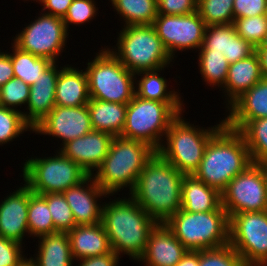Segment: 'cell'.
<instances>
[{
  "mask_svg": "<svg viewBox=\"0 0 267 266\" xmlns=\"http://www.w3.org/2000/svg\"><path fill=\"white\" fill-rule=\"evenodd\" d=\"M184 176L156 152L145 164L129 195L157 223H165L181 209Z\"/></svg>",
  "mask_w": 267,
  "mask_h": 266,
  "instance_id": "cell-1",
  "label": "cell"
},
{
  "mask_svg": "<svg viewBox=\"0 0 267 266\" xmlns=\"http://www.w3.org/2000/svg\"><path fill=\"white\" fill-rule=\"evenodd\" d=\"M109 200L112 201L103 203L101 223L112 251L120 257L126 254L137 261L157 222L130 195Z\"/></svg>",
  "mask_w": 267,
  "mask_h": 266,
  "instance_id": "cell-2",
  "label": "cell"
},
{
  "mask_svg": "<svg viewBox=\"0 0 267 266\" xmlns=\"http://www.w3.org/2000/svg\"><path fill=\"white\" fill-rule=\"evenodd\" d=\"M251 163L242 134L224 124L210 138L200 166L193 175L221 193Z\"/></svg>",
  "mask_w": 267,
  "mask_h": 266,
  "instance_id": "cell-3",
  "label": "cell"
},
{
  "mask_svg": "<svg viewBox=\"0 0 267 266\" xmlns=\"http://www.w3.org/2000/svg\"><path fill=\"white\" fill-rule=\"evenodd\" d=\"M155 153L147 143L116 136L108 154L92 176L108 195H116L124 187L129 188L130 193L145 164Z\"/></svg>",
  "mask_w": 267,
  "mask_h": 266,
  "instance_id": "cell-4",
  "label": "cell"
},
{
  "mask_svg": "<svg viewBox=\"0 0 267 266\" xmlns=\"http://www.w3.org/2000/svg\"><path fill=\"white\" fill-rule=\"evenodd\" d=\"M116 46L107 47L134 74L167 68L174 60L164 47L152 24L121 27Z\"/></svg>",
  "mask_w": 267,
  "mask_h": 266,
  "instance_id": "cell-5",
  "label": "cell"
},
{
  "mask_svg": "<svg viewBox=\"0 0 267 266\" xmlns=\"http://www.w3.org/2000/svg\"><path fill=\"white\" fill-rule=\"evenodd\" d=\"M183 113L170 124L157 153L184 175H193L199 168L210 138L224 125L203 128L185 121Z\"/></svg>",
  "mask_w": 267,
  "mask_h": 266,
  "instance_id": "cell-6",
  "label": "cell"
},
{
  "mask_svg": "<svg viewBox=\"0 0 267 266\" xmlns=\"http://www.w3.org/2000/svg\"><path fill=\"white\" fill-rule=\"evenodd\" d=\"M165 224L187 250L229 245V216L222 205L209 212L192 213L180 209Z\"/></svg>",
  "mask_w": 267,
  "mask_h": 266,
  "instance_id": "cell-7",
  "label": "cell"
},
{
  "mask_svg": "<svg viewBox=\"0 0 267 266\" xmlns=\"http://www.w3.org/2000/svg\"><path fill=\"white\" fill-rule=\"evenodd\" d=\"M183 107V103H165L134 95L127 104L125 125L120 136L147 143L157 152L171 122L185 112Z\"/></svg>",
  "mask_w": 267,
  "mask_h": 266,
  "instance_id": "cell-8",
  "label": "cell"
},
{
  "mask_svg": "<svg viewBox=\"0 0 267 266\" xmlns=\"http://www.w3.org/2000/svg\"><path fill=\"white\" fill-rule=\"evenodd\" d=\"M90 98L128 104L135 95V74L106 47L86 63Z\"/></svg>",
  "mask_w": 267,
  "mask_h": 266,
  "instance_id": "cell-9",
  "label": "cell"
},
{
  "mask_svg": "<svg viewBox=\"0 0 267 266\" xmlns=\"http://www.w3.org/2000/svg\"><path fill=\"white\" fill-rule=\"evenodd\" d=\"M51 157H31L24 162V183L37 194L63 193L89 175L77 163L56 150Z\"/></svg>",
  "mask_w": 267,
  "mask_h": 266,
  "instance_id": "cell-10",
  "label": "cell"
},
{
  "mask_svg": "<svg viewBox=\"0 0 267 266\" xmlns=\"http://www.w3.org/2000/svg\"><path fill=\"white\" fill-rule=\"evenodd\" d=\"M229 244L246 266L267 263V211L229 216Z\"/></svg>",
  "mask_w": 267,
  "mask_h": 266,
  "instance_id": "cell-11",
  "label": "cell"
},
{
  "mask_svg": "<svg viewBox=\"0 0 267 266\" xmlns=\"http://www.w3.org/2000/svg\"><path fill=\"white\" fill-rule=\"evenodd\" d=\"M40 13L38 18L35 17L33 22L16 34L12 39L13 44L24 52L56 62L65 49L69 31L63 18Z\"/></svg>",
  "mask_w": 267,
  "mask_h": 266,
  "instance_id": "cell-12",
  "label": "cell"
},
{
  "mask_svg": "<svg viewBox=\"0 0 267 266\" xmlns=\"http://www.w3.org/2000/svg\"><path fill=\"white\" fill-rule=\"evenodd\" d=\"M221 204L228 216L267 211V191L262 167L251 163L235 176L221 192Z\"/></svg>",
  "mask_w": 267,
  "mask_h": 266,
  "instance_id": "cell-13",
  "label": "cell"
},
{
  "mask_svg": "<svg viewBox=\"0 0 267 266\" xmlns=\"http://www.w3.org/2000/svg\"><path fill=\"white\" fill-rule=\"evenodd\" d=\"M152 26L173 60L177 51L197 52L203 44L206 24L197 11L187 15L158 14Z\"/></svg>",
  "mask_w": 267,
  "mask_h": 266,
  "instance_id": "cell-14",
  "label": "cell"
},
{
  "mask_svg": "<svg viewBox=\"0 0 267 266\" xmlns=\"http://www.w3.org/2000/svg\"><path fill=\"white\" fill-rule=\"evenodd\" d=\"M93 130L89 109L86 105L77 107L55 106L38 124L33 133L60 138L62 145L84 136Z\"/></svg>",
  "mask_w": 267,
  "mask_h": 266,
  "instance_id": "cell-15",
  "label": "cell"
},
{
  "mask_svg": "<svg viewBox=\"0 0 267 266\" xmlns=\"http://www.w3.org/2000/svg\"><path fill=\"white\" fill-rule=\"evenodd\" d=\"M113 139L114 136L109 133L92 130L60 146L58 150L88 175H93L108 154Z\"/></svg>",
  "mask_w": 267,
  "mask_h": 266,
  "instance_id": "cell-16",
  "label": "cell"
},
{
  "mask_svg": "<svg viewBox=\"0 0 267 266\" xmlns=\"http://www.w3.org/2000/svg\"><path fill=\"white\" fill-rule=\"evenodd\" d=\"M63 195L73 212L76 225L100 223L103 204H101L102 201L99 198L112 196L108 195L95 182L92 175H89L78 185L65 190Z\"/></svg>",
  "mask_w": 267,
  "mask_h": 266,
  "instance_id": "cell-17",
  "label": "cell"
},
{
  "mask_svg": "<svg viewBox=\"0 0 267 266\" xmlns=\"http://www.w3.org/2000/svg\"><path fill=\"white\" fill-rule=\"evenodd\" d=\"M22 185L0 202V236L24 244L23 239L29 236L27 213L31 189L25 183Z\"/></svg>",
  "mask_w": 267,
  "mask_h": 266,
  "instance_id": "cell-18",
  "label": "cell"
},
{
  "mask_svg": "<svg viewBox=\"0 0 267 266\" xmlns=\"http://www.w3.org/2000/svg\"><path fill=\"white\" fill-rule=\"evenodd\" d=\"M187 251L165 223H157L137 261L145 266H175Z\"/></svg>",
  "mask_w": 267,
  "mask_h": 266,
  "instance_id": "cell-19",
  "label": "cell"
},
{
  "mask_svg": "<svg viewBox=\"0 0 267 266\" xmlns=\"http://www.w3.org/2000/svg\"><path fill=\"white\" fill-rule=\"evenodd\" d=\"M224 124L240 131L249 121L267 117V79L262 78L243 92L226 109Z\"/></svg>",
  "mask_w": 267,
  "mask_h": 266,
  "instance_id": "cell-20",
  "label": "cell"
},
{
  "mask_svg": "<svg viewBox=\"0 0 267 266\" xmlns=\"http://www.w3.org/2000/svg\"><path fill=\"white\" fill-rule=\"evenodd\" d=\"M53 62L42 74L36 79V82L30 85L29 100L25 110L22 111L24 119L34 127L56 106V83L59 70L62 68Z\"/></svg>",
  "mask_w": 267,
  "mask_h": 266,
  "instance_id": "cell-21",
  "label": "cell"
},
{
  "mask_svg": "<svg viewBox=\"0 0 267 266\" xmlns=\"http://www.w3.org/2000/svg\"><path fill=\"white\" fill-rule=\"evenodd\" d=\"M73 259L95 257L111 253L109 238L102 223L76 225L68 231Z\"/></svg>",
  "mask_w": 267,
  "mask_h": 266,
  "instance_id": "cell-22",
  "label": "cell"
},
{
  "mask_svg": "<svg viewBox=\"0 0 267 266\" xmlns=\"http://www.w3.org/2000/svg\"><path fill=\"white\" fill-rule=\"evenodd\" d=\"M90 99L88 77L84 70L63 65L56 83L55 105L77 107L88 104Z\"/></svg>",
  "mask_w": 267,
  "mask_h": 266,
  "instance_id": "cell-23",
  "label": "cell"
},
{
  "mask_svg": "<svg viewBox=\"0 0 267 266\" xmlns=\"http://www.w3.org/2000/svg\"><path fill=\"white\" fill-rule=\"evenodd\" d=\"M262 78L259 60L255 52L242 60L230 63L225 84L221 88L225 94V99H227L224 100L225 107L227 108L236 98L251 89Z\"/></svg>",
  "mask_w": 267,
  "mask_h": 266,
  "instance_id": "cell-24",
  "label": "cell"
},
{
  "mask_svg": "<svg viewBox=\"0 0 267 266\" xmlns=\"http://www.w3.org/2000/svg\"><path fill=\"white\" fill-rule=\"evenodd\" d=\"M38 239V251L33 255L35 258H28L33 266H74L67 232L43 235Z\"/></svg>",
  "mask_w": 267,
  "mask_h": 266,
  "instance_id": "cell-25",
  "label": "cell"
},
{
  "mask_svg": "<svg viewBox=\"0 0 267 266\" xmlns=\"http://www.w3.org/2000/svg\"><path fill=\"white\" fill-rule=\"evenodd\" d=\"M221 193L194 175H185L182 182L181 209L187 212H209L221 206Z\"/></svg>",
  "mask_w": 267,
  "mask_h": 266,
  "instance_id": "cell-26",
  "label": "cell"
},
{
  "mask_svg": "<svg viewBox=\"0 0 267 266\" xmlns=\"http://www.w3.org/2000/svg\"><path fill=\"white\" fill-rule=\"evenodd\" d=\"M93 130L120 136L126 119L127 104L89 99L87 104Z\"/></svg>",
  "mask_w": 267,
  "mask_h": 266,
  "instance_id": "cell-27",
  "label": "cell"
},
{
  "mask_svg": "<svg viewBox=\"0 0 267 266\" xmlns=\"http://www.w3.org/2000/svg\"><path fill=\"white\" fill-rule=\"evenodd\" d=\"M163 70L165 69L143 71L135 74V95L143 99L165 103H184L179 91L172 90V88L169 90V82L166 78L160 76L159 72ZM139 76L141 77L137 78Z\"/></svg>",
  "mask_w": 267,
  "mask_h": 266,
  "instance_id": "cell-28",
  "label": "cell"
},
{
  "mask_svg": "<svg viewBox=\"0 0 267 266\" xmlns=\"http://www.w3.org/2000/svg\"><path fill=\"white\" fill-rule=\"evenodd\" d=\"M114 10L123 19V27L152 24L158 15L157 0H110Z\"/></svg>",
  "mask_w": 267,
  "mask_h": 266,
  "instance_id": "cell-29",
  "label": "cell"
},
{
  "mask_svg": "<svg viewBox=\"0 0 267 266\" xmlns=\"http://www.w3.org/2000/svg\"><path fill=\"white\" fill-rule=\"evenodd\" d=\"M11 45L12 53L8 52V54L11 57L14 76L28 85L34 84L36 79L53 63L47 58L24 52L13 43Z\"/></svg>",
  "mask_w": 267,
  "mask_h": 266,
  "instance_id": "cell-30",
  "label": "cell"
},
{
  "mask_svg": "<svg viewBox=\"0 0 267 266\" xmlns=\"http://www.w3.org/2000/svg\"><path fill=\"white\" fill-rule=\"evenodd\" d=\"M27 218L29 237H41L58 232L54 227L46 198L42 194L32 191L29 193Z\"/></svg>",
  "mask_w": 267,
  "mask_h": 266,
  "instance_id": "cell-31",
  "label": "cell"
},
{
  "mask_svg": "<svg viewBox=\"0 0 267 266\" xmlns=\"http://www.w3.org/2000/svg\"><path fill=\"white\" fill-rule=\"evenodd\" d=\"M252 163L267 162V117L249 121L240 131Z\"/></svg>",
  "mask_w": 267,
  "mask_h": 266,
  "instance_id": "cell-32",
  "label": "cell"
},
{
  "mask_svg": "<svg viewBox=\"0 0 267 266\" xmlns=\"http://www.w3.org/2000/svg\"><path fill=\"white\" fill-rule=\"evenodd\" d=\"M198 69L208 86L222 88L225 84L229 62L224 54L218 52H198ZM216 86V87H214Z\"/></svg>",
  "mask_w": 267,
  "mask_h": 266,
  "instance_id": "cell-33",
  "label": "cell"
},
{
  "mask_svg": "<svg viewBox=\"0 0 267 266\" xmlns=\"http://www.w3.org/2000/svg\"><path fill=\"white\" fill-rule=\"evenodd\" d=\"M234 0H197V12L206 26L233 24Z\"/></svg>",
  "mask_w": 267,
  "mask_h": 266,
  "instance_id": "cell-34",
  "label": "cell"
},
{
  "mask_svg": "<svg viewBox=\"0 0 267 266\" xmlns=\"http://www.w3.org/2000/svg\"><path fill=\"white\" fill-rule=\"evenodd\" d=\"M26 131L33 132V127L24 119L22 110L0 106V146L14 141Z\"/></svg>",
  "mask_w": 267,
  "mask_h": 266,
  "instance_id": "cell-35",
  "label": "cell"
},
{
  "mask_svg": "<svg viewBox=\"0 0 267 266\" xmlns=\"http://www.w3.org/2000/svg\"><path fill=\"white\" fill-rule=\"evenodd\" d=\"M46 198L54 227L58 232H68L75 226L73 212L63 193L42 194Z\"/></svg>",
  "mask_w": 267,
  "mask_h": 266,
  "instance_id": "cell-36",
  "label": "cell"
},
{
  "mask_svg": "<svg viewBox=\"0 0 267 266\" xmlns=\"http://www.w3.org/2000/svg\"><path fill=\"white\" fill-rule=\"evenodd\" d=\"M237 34L254 47L259 46L267 33V14L234 20Z\"/></svg>",
  "mask_w": 267,
  "mask_h": 266,
  "instance_id": "cell-37",
  "label": "cell"
},
{
  "mask_svg": "<svg viewBox=\"0 0 267 266\" xmlns=\"http://www.w3.org/2000/svg\"><path fill=\"white\" fill-rule=\"evenodd\" d=\"M30 85L20 79L12 78L0 87V106L20 110L29 100ZM18 106L20 107L19 109Z\"/></svg>",
  "mask_w": 267,
  "mask_h": 266,
  "instance_id": "cell-38",
  "label": "cell"
},
{
  "mask_svg": "<svg viewBox=\"0 0 267 266\" xmlns=\"http://www.w3.org/2000/svg\"><path fill=\"white\" fill-rule=\"evenodd\" d=\"M199 266H246V264L229 244L216 249L199 250Z\"/></svg>",
  "mask_w": 267,
  "mask_h": 266,
  "instance_id": "cell-39",
  "label": "cell"
},
{
  "mask_svg": "<svg viewBox=\"0 0 267 266\" xmlns=\"http://www.w3.org/2000/svg\"><path fill=\"white\" fill-rule=\"evenodd\" d=\"M229 24L209 25L205 28L203 44L199 52H218L228 61Z\"/></svg>",
  "mask_w": 267,
  "mask_h": 266,
  "instance_id": "cell-40",
  "label": "cell"
},
{
  "mask_svg": "<svg viewBox=\"0 0 267 266\" xmlns=\"http://www.w3.org/2000/svg\"><path fill=\"white\" fill-rule=\"evenodd\" d=\"M96 4L94 0H73L63 18L67 31L71 24L81 26L87 22L90 23L98 14Z\"/></svg>",
  "mask_w": 267,
  "mask_h": 266,
  "instance_id": "cell-41",
  "label": "cell"
},
{
  "mask_svg": "<svg viewBox=\"0 0 267 266\" xmlns=\"http://www.w3.org/2000/svg\"><path fill=\"white\" fill-rule=\"evenodd\" d=\"M20 242L0 236V266H23L27 261Z\"/></svg>",
  "mask_w": 267,
  "mask_h": 266,
  "instance_id": "cell-42",
  "label": "cell"
},
{
  "mask_svg": "<svg viewBox=\"0 0 267 266\" xmlns=\"http://www.w3.org/2000/svg\"><path fill=\"white\" fill-rule=\"evenodd\" d=\"M255 52V47L240 37L234 24H229L228 62L242 60Z\"/></svg>",
  "mask_w": 267,
  "mask_h": 266,
  "instance_id": "cell-43",
  "label": "cell"
},
{
  "mask_svg": "<svg viewBox=\"0 0 267 266\" xmlns=\"http://www.w3.org/2000/svg\"><path fill=\"white\" fill-rule=\"evenodd\" d=\"M234 20L267 14V0H234Z\"/></svg>",
  "mask_w": 267,
  "mask_h": 266,
  "instance_id": "cell-44",
  "label": "cell"
},
{
  "mask_svg": "<svg viewBox=\"0 0 267 266\" xmlns=\"http://www.w3.org/2000/svg\"><path fill=\"white\" fill-rule=\"evenodd\" d=\"M158 14L187 15L197 11V0H157Z\"/></svg>",
  "mask_w": 267,
  "mask_h": 266,
  "instance_id": "cell-45",
  "label": "cell"
},
{
  "mask_svg": "<svg viewBox=\"0 0 267 266\" xmlns=\"http://www.w3.org/2000/svg\"><path fill=\"white\" fill-rule=\"evenodd\" d=\"M42 5V12L64 18L73 0H33Z\"/></svg>",
  "mask_w": 267,
  "mask_h": 266,
  "instance_id": "cell-46",
  "label": "cell"
},
{
  "mask_svg": "<svg viewBox=\"0 0 267 266\" xmlns=\"http://www.w3.org/2000/svg\"><path fill=\"white\" fill-rule=\"evenodd\" d=\"M120 258L115 252H111L100 256L80 259L76 266H118Z\"/></svg>",
  "mask_w": 267,
  "mask_h": 266,
  "instance_id": "cell-47",
  "label": "cell"
},
{
  "mask_svg": "<svg viewBox=\"0 0 267 266\" xmlns=\"http://www.w3.org/2000/svg\"><path fill=\"white\" fill-rule=\"evenodd\" d=\"M15 78L11 57L0 50V87L6 84L10 79Z\"/></svg>",
  "mask_w": 267,
  "mask_h": 266,
  "instance_id": "cell-48",
  "label": "cell"
},
{
  "mask_svg": "<svg viewBox=\"0 0 267 266\" xmlns=\"http://www.w3.org/2000/svg\"><path fill=\"white\" fill-rule=\"evenodd\" d=\"M175 266H199V251L188 250Z\"/></svg>",
  "mask_w": 267,
  "mask_h": 266,
  "instance_id": "cell-49",
  "label": "cell"
},
{
  "mask_svg": "<svg viewBox=\"0 0 267 266\" xmlns=\"http://www.w3.org/2000/svg\"><path fill=\"white\" fill-rule=\"evenodd\" d=\"M258 57L262 77L267 79V48H255Z\"/></svg>",
  "mask_w": 267,
  "mask_h": 266,
  "instance_id": "cell-50",
  "label": "cell"
},
{
  "mask_svg": "<svg viewBox=\"0 0 267 266\" xmlns=\"http://www.w3.org/2000/svg\"><path fill=\"white\" fill-rule=\"evenodd\" d=\"M259 165L262 167L263 176L266 184V191H267V162L259 163Z\"/></svg>",
  "mask_w": 267,
  "mask_h": 266,
  "instance_id": "cell-51",
  "label": "cell"
},
{
  "mask_svg": "<svg viewBox=\"0 0 267 266\" xmlns=\"http://www.w3.org/2000/svg\"><path fill=\"white\" fill-rule=\"evenodd\" d=\"M255 48H267V33L265 34L264 39L260 43V45L256 46Z\"/></svg>",
  "mask_w": 267,
  "mask_h": 266,
  "instance_id": "cell-52",
  "label": "cell"
},
{
  "mask_svg": "<svg viewBox=\"0 0 267 266\" xmlns=\"http://www.w3.org/2000/svg\"><path fill=\"white\" fill-rule=\"evenodd\" d=\"M23 266H33L29 261H27Z\"/></svg>",
  "mask_w": 267,
  "mask_h": 266,
  "instance_id": "cell-53",
  "label": "cell"
}]
</instances>
